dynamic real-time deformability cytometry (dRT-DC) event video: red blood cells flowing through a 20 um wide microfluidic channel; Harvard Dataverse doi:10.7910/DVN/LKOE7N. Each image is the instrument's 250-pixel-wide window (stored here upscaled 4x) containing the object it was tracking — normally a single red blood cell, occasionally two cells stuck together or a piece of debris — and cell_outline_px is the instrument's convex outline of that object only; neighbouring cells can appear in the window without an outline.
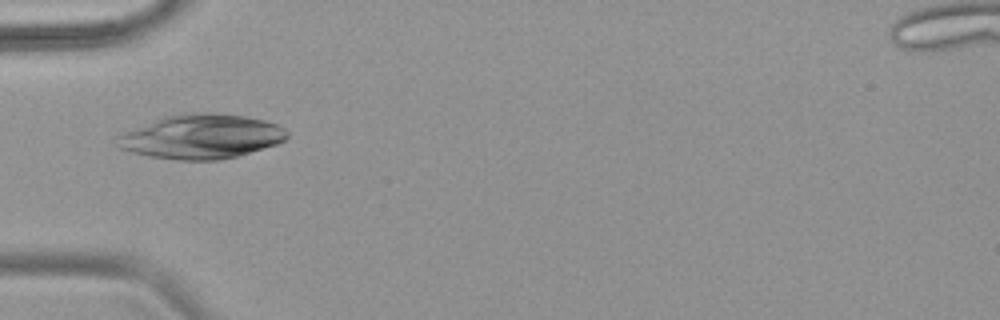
{"species": "common noctule bat (a hibernating species)", "species_latin": "Nyctalus noctula", "temperature_condition": "warm", "stored_images_in_passage": 29, "camera_frame_rate_fps": 3000, "um_per_image_px": 0.085, "animal": {"sex": "female", "body_mass_g": 18.4}, "frame": {"image": 1, "passage_image": 1, "time_ms": 0.0, "image_size_px": [1000, 320], "cell_outline_px": [[288, 136], [284, 140], [276, 144], [236, 156], [220, 160], [176, 160], [148, 156], [128, 152], [120, 148], [116, 136], [124, 132], [164, 116], [184, 112], [212, 112], [244, 116], [264, 120], [276, 124], [284, 128], [288, 132]], "centroid_in_image_um": [17.09, 11.6], "position_along_channel_um": 67.9, "area_um2": 43.93}}
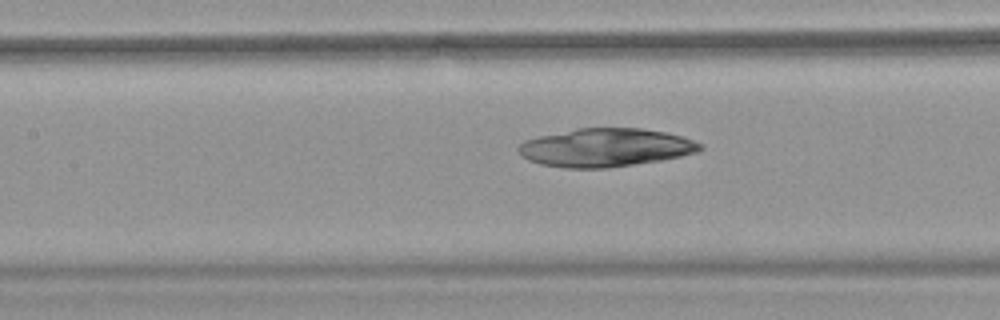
{"frame": {"image": 2, "passage_image": 8, "time_ms": 2.333, "image_size_px": [1000, 320], "cell_outline_px": [[704, 148], [696, 152], [680, 156], [660, 160], [608, 168], [564, 168], [540, 164], [528, 160], [520, 156], [516, 148], [524, 140], [540, 136], [576, 128], [640, 128], [664, 132], [680, 136], [704, 144]], "centroid_in_image_um": [51.43, 12.55], "position_along_channel_um": 156.0, "area_um2": 40.58}}
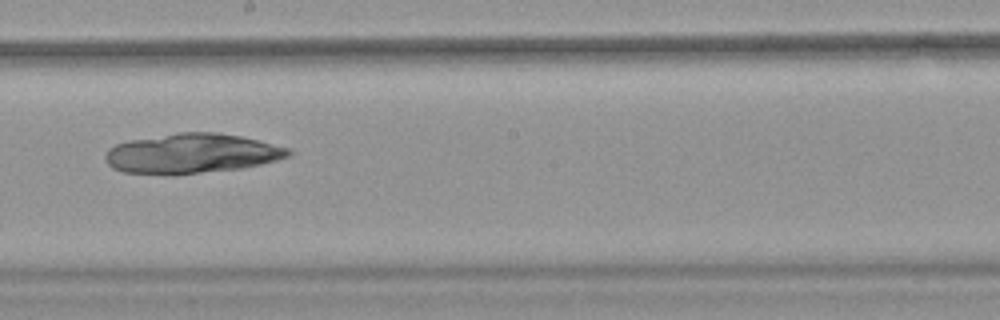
{"frame": {"image": 3, "passage_image": 14, "time_ms": 4.333, "image_size_px": [1000, 320], "cell_outline_px": [[292, 152], [288, 156], [276, 160], [244, 168], [172, 176], [168, 176], [124, 172], [112, 168], [108, 164], [104, 156], [108, 148], [116, 144], [128, 140], [180, 132], [216, 132], [240, 136], [288, 148]], "centroid_in_image_um": [16.23, 13.07], "position_along_channel_um": 232.0, "area_um2": 42.71}}